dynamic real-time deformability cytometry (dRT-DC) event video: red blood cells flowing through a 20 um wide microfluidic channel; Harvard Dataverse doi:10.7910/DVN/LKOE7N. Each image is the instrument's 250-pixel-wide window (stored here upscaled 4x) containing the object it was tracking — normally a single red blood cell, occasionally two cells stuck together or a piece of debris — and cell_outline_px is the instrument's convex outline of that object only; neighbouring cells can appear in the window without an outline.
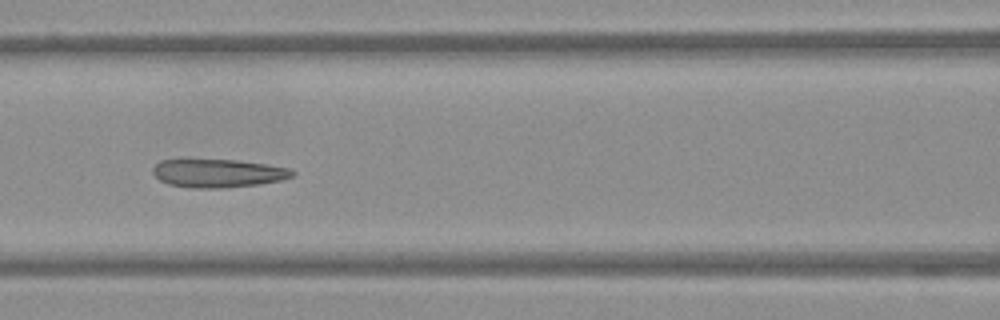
{"species": "Egyptian fruit bat (a non-hibernating species)", "species_latin": "Rousettus aegyptiacus", "temperature_condition": "warm", "stored_images_in_passage": 25, "camera_frame_rate_fps": 3000, "um_per_image_px": 0.085, "frame": {"image": 1, "passage_image": 22, "time_ms": 7.0, "image_size_px": [1000, 320], "cell_outline_px": [[296, 172], [292, 176], [280, 180], [260, 184], [224, 188], [192, 188], [168, 184], [160, 180], [152, 172], [152, 168], [160, 160], [236, 160], [264, 164], [288, 168]], "centroid_in_image_um": [18.51, 14.73], "position_along_channel_um": 148.1, "area_um2": 22.83}}
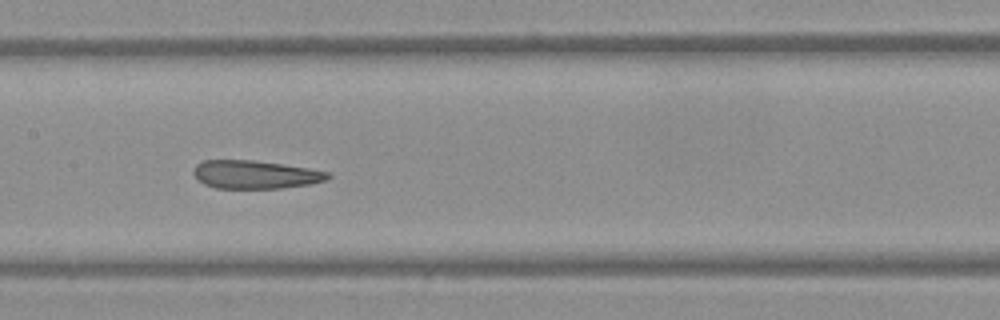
{"frame": {"image": 2, "passage_image": 25, "time_ms": 8.0, "image_size_px": [1000, 320], "cell_outline_px": [[332, 176], [328, 180], [312, 184], [280, 188], [216, 188], [204, 184], [196, 180], [192, 172], [196, 164], [204, 160], [252, 160], [308, 168], [328, 172]], "centroid_in_image_um": [21.68, 14.84], "position_along_channel_um": 185.7, "area_um2": 22.2}}